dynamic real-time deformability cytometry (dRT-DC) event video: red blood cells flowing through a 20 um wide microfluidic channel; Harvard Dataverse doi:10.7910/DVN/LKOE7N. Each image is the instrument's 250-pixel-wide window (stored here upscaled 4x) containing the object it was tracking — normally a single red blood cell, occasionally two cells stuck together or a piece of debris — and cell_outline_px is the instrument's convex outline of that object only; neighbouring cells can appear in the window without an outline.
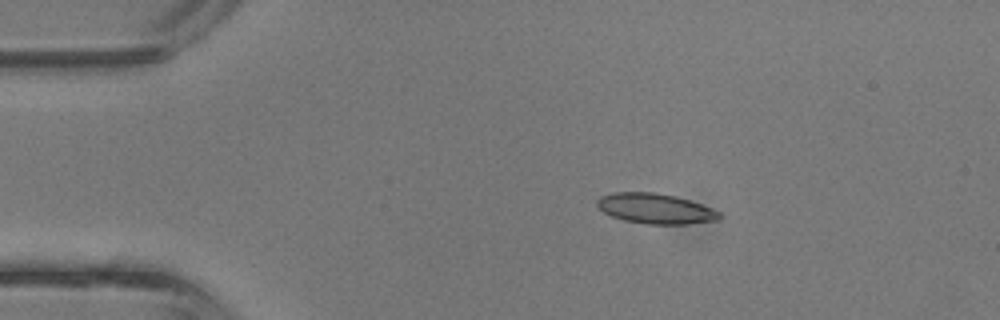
{"species": "common noctule bat (a hibernating species)", "species_latin": "Nyctalus noctula", "temperature_condition": "room temperature", "stored_images_in_passage": 4, "segment_of_instrument_passage": [1, 2], "camera_frame_rate_fps": 3000, "um_per_image_px": 0.085, "animal": {"sex": "male", "body_mass_g": 13.3}, "frame": {"image": 1, "passage_image": 2, "time_ms": 0.333, "image_size_px": [1000, 320], "cell_outline_px": [[724, 216], [720, 220], [688, 224], [648, 224], [624, 220], [612, 216], [604, 212], [596, 204], [596, 200], [600, 196], [612, 192], [652, 192], [676, 196], [712, 208], [720, 212]], "centroid_in_image_um": [55.73, 17.73], "position_along_channel_um": 29.3, "area_um2": 21.62}}